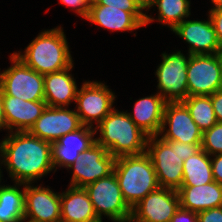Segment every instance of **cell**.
Instances as JSON below:
<instances>
[{"instance_id":"ba28073f","label":"cell","mask_w":222,"mask_h":222,"mask_svg":"<svg viewBox=\"0 0 222 222\" xmlns=\"http://www.w3.org/2000/svg\"><path fill=\"white\" fill-rule=\"evenodd\" d=\"M162 62L158 65L157 77L158 93L166 102H182L188 97L187 65L190 54L187 56L181 51L162 53Z\"/></svg>"},{"instance_id":"8992f818","label":"cell","mask_w":222,"mask_h":222,"mask_svg":"<svg viewBox=\"0 0 222 222\" xmlns=\"http://www.w3.org/2000/svg\"><path fill=\"white\" fill-rule=\"evenodd\" d=\"M160 187L178 190L183 183V162L179 161L178 142L150 136L146 143Z\"/></svg>"},{"instance_id":"ac0fdd59","label":"cell","mask_w":222,"mask_h":222,"mask_svg":"<svg viewBox=\"0 0 222 222\" xmlns=\"http://www.w3.org/2000/svg\"><path fill=\"white\" fill-rule=\"evenodd\" d=\"M8 132L29 131L47 107L45 101H24L3 92Z\"/></svg>"},{"instance_id":"d590c367","label":"cell","mask_w":222,"mask_h":222,"mask_svg":"<svg viewBox=\"0 0 222 222\" xmlns=\"http://www.w3.org/2000/svg\"><path fill=\"white\" fill-rule=\"evenodd\" d=\"M217 122L222 123V89L210 95Z\"/></svg>"},{"instance_id":"277c9868","label":"cell","mask_w":222,"mask_h":222,"mask_svg":"<svg viewBox=\"0 0 222 222\" xmlns=\"http://www.w3.org/2000/svg\"><path fill=\"white\" fill-rule=\"evenodd\" d=\"M113 172L131 209L147 194L160 188L154 165L146 152L117 157Z\"/></svg>"},{"instance_id":"74e56055","label":"cell","mask_w":222,"mask_h":222,"mask_svg":"<svg viewBox=\"0 0 222 222\" xmlns=\"http://www.w3.org/2000/svg\"><path fill=\"white\" fill-rule=\"evenodd\" d=\"M135 4L138 8L144 13L145 9L146 12L148 9L153 7L155 0H134Z\"/></svg>"},{"instance_id":"7402d4cb","label":"cell","mask_w":222,"mask_h":222,"mask_svg":"<svg viewBox=\"0 0 222 222\" xmlns=\"http://www.w3.org/2000/svg\"><path fill=\"white\" fill-rule=\"evenodd\" d=\"M85 19L112 32H132L144 26L131 12H127V7L90 5Z\"/></svg>"},{"instance_id":"d4e9b609","label":"cell","mask_w":222,"mask_h":222,"mask_svg":"<svg viewBox=\"0 0 222 222\" xmlns=\"http://www.w3.org/2000/svg\"><path fill=\"white\" fill-rule=\"evenodd\" d=\"M214 181L211 156L200 149L183 162V183L181 186H201Z\"/></svg>"},{"instance_id":"836d02e7","label":"cell","mask_w":222,"mask_h":222,"mask_svg":"<svg viewBox=\"0 0 222 222\" xmlns=\"http://www.w3.org/2000/svg\"><path fill=\"white\" fill-rule=\"evenodd\" d=\"M170 222H198L197 213L179 208Z\"/></svg>"},{"instance_id":"7c38bea8","label":"cell","mask_w":222,"mask_h":222,"mask_svg":"<svg viewBox=\"0 0 222 222\" xmlns=\"http://www.w3.org/2000/svg\"><path fill=\"white\" fill-rule=\"evenodd\" d=\"M202 135L182 102H166L159 137L180 143L202 144Z\"/></svg>"},{"instance_id":"6da1fadb","label":"cell","mask_w":222,"mask_h":222,"mask_svg":"<svg viewBox=\"0 0 222 222\" xmlns=\"http://www.w3.org/2000/svg\"><path fill=\"white\" fill-rule=\"evenodd\" d=\"M8 135L0 141V166L4 165L13 183H34L54 170L51 142L28 131L9 132ZM1 168L0 179L3 176Z\"/></svg>"},{"instance_id":"e0dca14e","label":"cell","mask_w":222,"mask_h":222,"mask_svg":"<svg viewBox=\"0 0 222 222\" xmlns=\"http://www.w3.org/2000/svg\"><path fill=\"white\" fill-rule=\"evenodd\" d=\"M95 128L82 125L52 143L54 172L58 167L68 168L95 142Z\"/></svg>"},{"instance_id":"5bb4252c","label":"cell","mask_w":222,"mask_h":222,"mask_svg":"<svg viewBox=\"0 0 222 222\" xmlns=\"http://www.w3.org/2000/svg\"><path fill=\"white\" fill-rule=\"evenodd\" d=\"M81 126L76 110H70L68 107L47 106L28 132L35 137L53 143Z\"/></svg>"},{"instance_id":"8fae6325","label":"cell","mask_w":222,"mask_h":222,"mask_svg":"<svg viewBox=\"0 0 222 222\" xmlns=\"http://www.w3.org/2000/svg\"><path fill=\"white\" fill-rule=\"evenodd\" d=\"M115 157L95 142L67 168L73 170L70 186L85 187L113 173Z\"/></svg>"},{"instance_id":"30bf717a","label":"cell","mask_w":222,"mask_h":222,"mask_svg":"<svg viewBox=\"0 0 222 222\" xmlns=\"http://www.w3.org/2000/svg\"><path fill=\"white\" fill-rule=\"evenodd\" d=\"M188 96L212 95L222 89L221 52L190 55L187 65Z\"/></svg>"},{"instance_id":"9c48e42d","label":"cell","mask_w":222,"mask_h":222,"mask_svg":"<svg viewBox=\"0 0 222 222\" xmlns=\"http://www.w3.org/2000/svg\"><path fill=\"white\" fill-rule=\"evenodd\" d=\"M78 89L76 113L84 126L94 127L115 108V93L101 81H85ZM96 121V122H95Z\"/></svg>"},{"instance_id":"e575fe53","label":"cell","mask_w":222,"mask_h":222,"mask_svg":"<svg viewBox=\"0 0 222 222\" xmlns=\"http://www.w3.org/2000/svg\"><path fill=\"white\" fill-rule=\"evenodd\" d=\"M211 165L214 181L222 185V154L211 156Z\"/></svg>"},{"instance_id":"44dd1931","label":"cell","mask_w":222,"mask_h":222,"mask_svg":"<svg viewBox=\"0 0 222 222\" xmlns=\"http://www.w3.org/2000/svg\"><path fill=\"white\" fill-rule=\"evenodd\" d=\"M68 186L65 192L60 193V222H101L85 188Z\"/></svg>"},{"instance_id":"83f0119b","label":"cell","mask_w":222,"mask_h":222,"mask_svg":"<svg viewBox=\"0 0 222 222\" xmlns=\"http://www.w3.org/2000/svg\"><path fill=\"white\" fill-rule=\"evenodd\" d=\"M201 149L210 156L222 154V123L203 132Z\"/></svg>"},{"instance_id":"2e32d148","label":"cell","mask_w":222,"mask_h":222,"mask_svg":"<svg viewBox=\"0 0 222 222\" xmlns=\"http://www.w3.org/2000/svg\"><path fill=\"white\" fill-rule=\"evenodd\" d=\"M188 43L190 55L218 54L222 52L210 17L208 20H184L173 30Z\"/></svg>"},{"instance_id":"4dcf8cb0","label":"cell","mask_w":222,"mask_h":222,"mask_svg":"<svg viewBox=\"0 0 222 222\" xmlns=\"http://www.w3.org/2000/svg\"><path fill=\"white\" fill-rule=\"evenodd\" d=\"M198 222H222V206L197 213Z\"/></svg>"},{"instance_id":"4316f807","label":"cell","mask_w":222,"mask_h":222,"mask_svg":"<svg viewBox=\"0 0 222 222\" xmlns=\"http://www.w3.org/2000/svg\"><path fill=\"white\" fill-rule=\"evenodd\" d=\"M182 103L202 132L217 123L210 95L188 96Z\"/></svg>"},{"instance_id":"ffe728a7","label":"cell","mask_w":222,"mask_h":222,"mask_svg":"<svg viewBox=\"0 0 222 222\" xmlns=\"http://www.w3.org/2000/svg\"><path fill=\"white\" fill-rule=\"evenodd\" d=\"M165 104V99L157 92L136 100L133 112L127 114L148 137L156 136L161 130Z\"/></svg>"},{"instance_id":"8d00e7d4","label":"cell","mask_w":222,"mask_h":222,"mask_svg":"<svg viewBox=\"0 0 222 222\" xmlns=\"http://www.w3.org/2000/svg\"><path fill=\"white\" fill-rule=\"evenodd\" d=\"M7 130V121L4 113L3 91L0 87V130Z\"/></svg>"},{"instance_id":"ab89813d","label":"cell","mask_w":222,"mask_h":222,"mask_svg":"<svg viewBox=\"0 0 222 222\" xmlns=\"http://www.w3.org/2000/svg\"><path fill=\"white\" fill-rule=\"evenodd\" d=\"M221 76H222V52H221Z\"/></svg>"},{"instance_id":"5b68a950","label":"cell","mask_w":222,"mask_h":222,"mask_svg":"<svg viewBox=\"0 0 222 222\" xmlns=\"http://www.w3.org/2000/svg\"><path fill=\"white\" fill-rule=\"evenodd\" d=\"M84 188L101 222L103 215L113 222H130L132 209L123 198L114 172Z\"/></svg>"},{"instance_id":"3957f363","label":"cell","mask_w":222,"mask_h":222,"mask_svg":"<svg viewBox=\"0 0 222 222\" xmlns=\"http://www.w3.org/2000/svg\"><path fill=\"white\" fill-rule=\"evenodd\" d=\"M94 128L96 134L98 130L100 132V137L95 138L96 142L115 158L146 152L148 136L137 127L127 111L114 108Z\"/></svg>"},{"instance_id":"d6986e66","label":"cell","mask_w":222,"mask_h":222,"mask_svg":"<svg viewBox=\"0 0 222 222\" xmlns=\"http://www.w3.org/2000/svg\"><path fill=\"white\" fill-rule=\"evenodd\" d=\"M70 67L44 75V101L50 107H68L76 101L78 86Z\"/></svg>"},{"instance_id":"484cf974","label":"cell","mask_w":222,"mask_h":222,"mask_svg":"<svg viewBox=\"0 0 222 222\" xmlns=\"http://www.w3.org/2000/svg\"><path fill=\"white\" fill-rule=\"evenodd\" d=\"M155 6L158 10L156 20L171 31L191 15L190 0H155Z\"/></svg>"},{"instance_id":"d6a6232c","label":"cell","mask_w":222,"mask_h":222,"mask_svg":"<svg viewBox=\"0 0 222 222\" xmlns=\"http://www.w3.org/2000/svg\"><path fill=\"white\" fill-rule=\"evenodd\" d=\"M201 149V144H187L178 142L179 161H185Z\"/></svg>"},{"instance_id":"f1b7e54d","label":"cell","mask_w":222,"mask_h":222,"mask_svg":"<svg viewBox=\"0 0 222 222\" xmlns=\"http://www.w3.org/2000/svg\"><path fill=\"white\" fill-rule=\"evenodd\" d=\"M90 5L127 7V12H131L144 26L155 20L151 15L143 13L134 0H92Z\"/></svg>"},{"instance_id":"52a82bcc","label":"cell","mask_w":222,"mask_h":222,"mask_svg":"<svg viewBox=\"0 0 222 222\" xmlns=\"http://www.w3.org/2000/svg\"><path fill=\"white\" fill-rule=\"evenodd\" d=\"M11 66L0 72V87L6 95L24 101H44V75L25 65L13 53Z\"/></svg>"},{"instance_id":"f35d334b","label":"cell","mask_w":222,"mask_h":222,"mask_svg":"<svg viewBox=\"0 0 222 222\" xmlns=\"http://www.w3.org/2000/svg\"><path fill=\"white\" fill-rule=\"evenodd\" d=\"M211 3H213V8L211 9H222V0H211Z\"/></svg>"},{"instance_id":"9a60e30c","label":"cell","mask_w":222,"mask_h":222,"mask_svg":"<svg viewBox=\"0 0 222 222\" xmlns=\"http://www.w3.org/2000/svg\"><path fill=\"white\" fill-rule=\"evenodd\" d=\"M25 212L24 220L33 222H60V193L54 192L48 186L24 184Z\"/></svg>"},{"instance_id":"cb8c5ba5","label":"cell","mask_w":222,"mask_h":222,"mask_svg":"<svg viewBox=\"0 0 222 222\" xmlns=\"http://www.w3.org/2000/svg\"><path fill=\"white\" fill-rule=\"evenodd\" d=\"M24 212V183L15 182L12 186L0 184V222H24Z\"/></svg>"},{"instance_id":"4fadbf2b","label":"cell","mask_w":222,"mask_h":222,"mask_svg":"<svg viewBox=\"0 0 222 222\" xmlns=\"http://www.w3.org/2000/svg\"><path fill=\"white\" fill-rule=\"evenodd\" d=\"M179 208L178 191L160 187L132 208L130 222H170Z\"/></svg>"},{"instance_id":"603a6c76","label":"cell","mask_w":222,"mask_h":222,"mask_svg":"<svg viewBox=\"0 0 222 222\" xmlns=\"http://www.w3.org/2000/svg\"><path fill=\"white\" fill-rule=\"evenodd\" d=\"M180 207L195 213L222 206V185L216 181L201 186H181Z\"/></svg>"},{"instance_id":"1f68e13d","label":"cell","mask_w":222,"mask_h":222,"mask_svg":"<svg viewBox=\"0 0 222 222\" xmlns=\"http://www.w3.org/2000/svg\"><path fill=\"white\" fill-rule=\"evenodd\" d=\"M208 13L222 48V9H210Z\"/></svg>"},{"instance_id":"7a4b0ae2","label":"cell","mask_w":222,"mask_h":222,"mask_svg":"<svg viewBox=\"0 0 222 222\" xmlns=\"http://www.w3.org/2000/svg\"><path fill=\"white\" fill-rule=\"evenodd\" d=\"M25 65L40 74L61 71L73 64L62 26L44 30L35 37L23 53L13 52Z\"/></svg>"},{"instance_id":"f546056e","label":"cell","mask_w":222,"mask_h":222,"mask_svg":"<svg viewBox=\"0 0 222 222\" xmlns=\"http://www.w3.org/2000/svg\"><path fill=\"white\" fill-rule=\"evenodd\" d=\"M92 0H60L59 3H62L65 6H68L77 13V15L82 18H86L88 14V8Z\"/></svg>"}]
</instances>
